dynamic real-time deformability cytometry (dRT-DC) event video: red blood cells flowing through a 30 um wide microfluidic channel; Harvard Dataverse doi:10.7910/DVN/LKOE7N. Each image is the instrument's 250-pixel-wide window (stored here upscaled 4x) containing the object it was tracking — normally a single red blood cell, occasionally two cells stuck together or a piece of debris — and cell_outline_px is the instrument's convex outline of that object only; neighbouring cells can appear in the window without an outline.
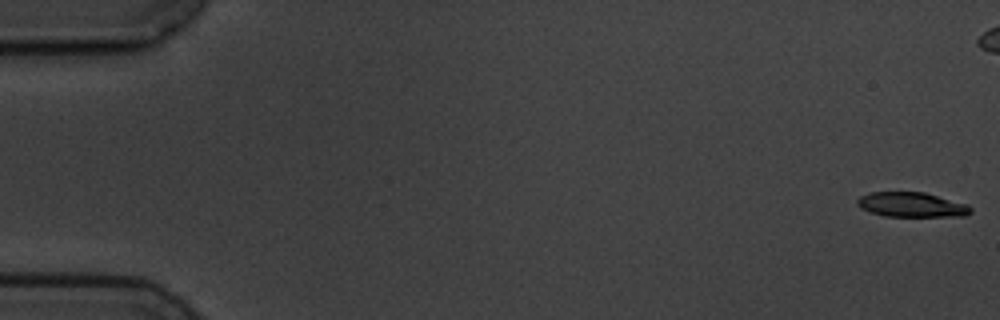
{"species": "common noctule bat (a hibernating species)", "species_latin": "Nyctalus noctula", "temperature_condition": "cold", "stored_images_in_passage": 11, "segment_of_instrument_passage": [1, 2], "camera_frame_rate_fps": 3000, "um_per_image_px": 0.085, "animal": {"sex": "male", "body_mass_g": 19.5, "forearm_length_mm": 54.6}, "frame": {"image": 1, "passage_image": 1, "time_ms": 0.0, "image_size_px": [1000, 320], "cell_outline_px": [[972, 212], [964, 216], [884, 216], [860, 208], [856, 204], [856, 200], [860, 196], [868, 192], [924, 192], [968, 204], [972, 208]], "centroid_in_image_um": [77.48, 17.39], "position_along_channel_um": 7.5, "area_um2": 16.42}}
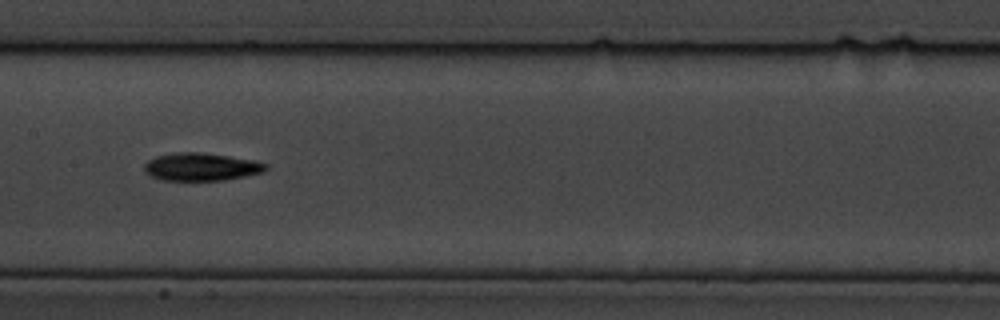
{"frame": {"image": 2, "passage_image": 8, "time_ms": 9.333, "image_size_px": [1000, 320], "cell_outline_px": [[268, 168], [264, 172], [224, 180], [164, 180], [152, 176], [144, 172], [144, 164], [148, 160], [156, 156], [176, 152], [200, 152], [228, 156], [252, 160], [268, 164]], "centroid_in_image_um": [17.09, 14.18], "position_along_channel_um": 190.3, "area_um2": 19.59}}
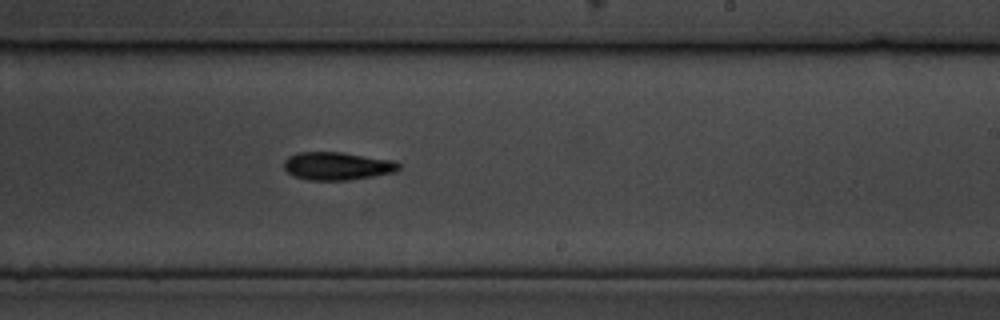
{"frame": {"image": 3, "passage_image": 10, "time_ms": 11.333, "image_size_px": [1000, 320], "cell_outline_px": [[400, 168], [396, 172], [348, 180], [308, 180], [292, 176], [284, 168], [284, 160], [288, 156], [300, 152], [340, 152], [392, 160], [400, 164]], "centroid_in_image_um": [28.64, 14.11], "position_along_channel_um": 260.4, "area_um2": 18.67}}